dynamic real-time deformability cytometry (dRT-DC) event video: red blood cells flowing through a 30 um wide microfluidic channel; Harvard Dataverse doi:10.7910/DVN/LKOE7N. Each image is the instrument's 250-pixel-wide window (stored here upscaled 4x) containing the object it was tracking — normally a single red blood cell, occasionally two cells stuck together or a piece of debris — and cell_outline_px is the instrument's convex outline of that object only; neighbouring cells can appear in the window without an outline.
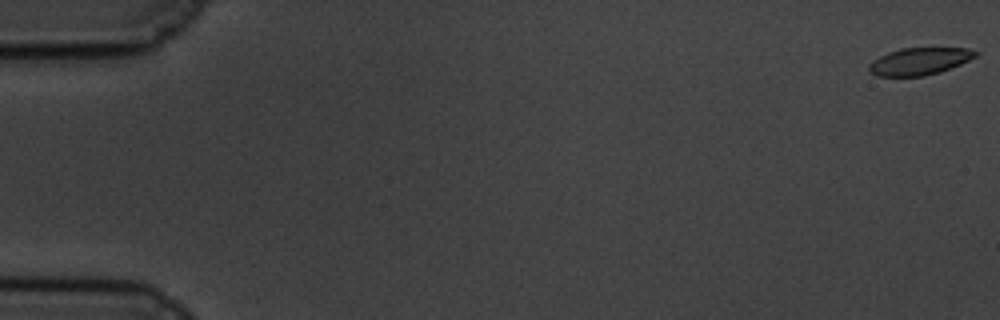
{"species": "common noctule bat (a hibernating species)", "species_latin": "Nyctalus noctula", "temperature_condition": "cold", "stored_images_in_passage": 60, "camera_frame_rate_fps": 3000, "um_per_image_px": 0.085, "animal": {"sex": "male", "body_mass_g": 19.5, "forearm_length_mm": 54.6}, "frame": {"image": 1, "passage_image": 1, "time_ms": 0.0, "image_size_px": [1000, 320], "cell_outline_px": [[980, 52], [976, 56], [960, 64], [940, 72], [924, 76], [876, 76], [868, 72], [868, 64], [872, 60], [888, 52], [900, 48], [968, 48]], "centroid_in_image_um": [78.12, 5.21], "position_along_channel_um": 6.9, "area_um2": 16.99}}
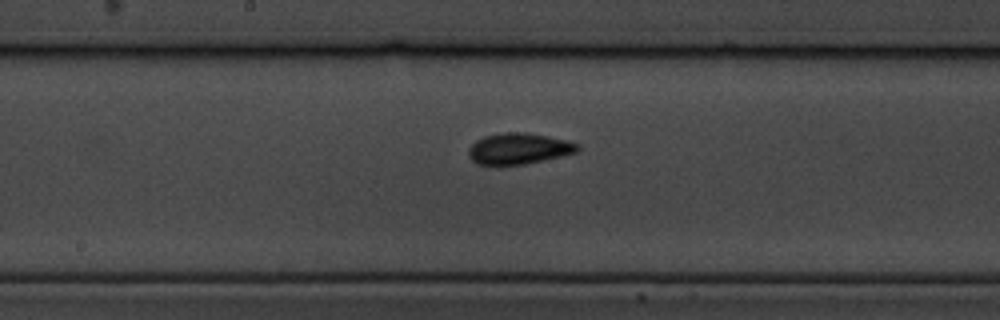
{"frame": {"image": 2, "passage_image": 32, "time_ms": 10.333, "image_size_px": [1000, 320], "cell_outline_px": [[580, 148], [576, 152], [560, 156], [524, 164], [476, 164], [468, 156], [468, 148], [476, 140], [484, 136], [504, 132], [528, 132], [568, 140], [580, 144]], "centroid_in_image_um": [44.09, 12.61], "position_along_channel_um": 204.1, "area_um2": 19.71}}
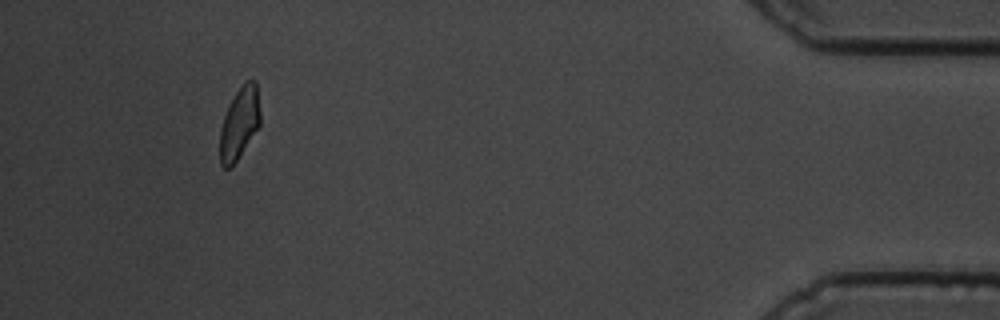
{"frame": {"image": 3, "passage_image": 56, "time_ms": 18.333, "image_size_px": [1000, 320], "cell_outline_px": [[260, 124], [232, 168], [224, 168], [220, 164], [220, 128], [224, 116], [236, 92], [244, 80], [256, 80], [260, 112]], "centroid_in_image_um": [20.35, 10.48], "position_along_channel_um": 414.8, "area_um2": 16.82}, "authors_computed_cell_mechanics": {"area_um2": 18.4093, "velocity_mm_per_s": 3.4019, "shape_relaxation_time_tau1_ms": 5.0004, "shape_relaxation_time_tau2_ms": 1.4821, "deformation_change_tau1": 0.1082, "deformation_change_tau2": 0.0558}}